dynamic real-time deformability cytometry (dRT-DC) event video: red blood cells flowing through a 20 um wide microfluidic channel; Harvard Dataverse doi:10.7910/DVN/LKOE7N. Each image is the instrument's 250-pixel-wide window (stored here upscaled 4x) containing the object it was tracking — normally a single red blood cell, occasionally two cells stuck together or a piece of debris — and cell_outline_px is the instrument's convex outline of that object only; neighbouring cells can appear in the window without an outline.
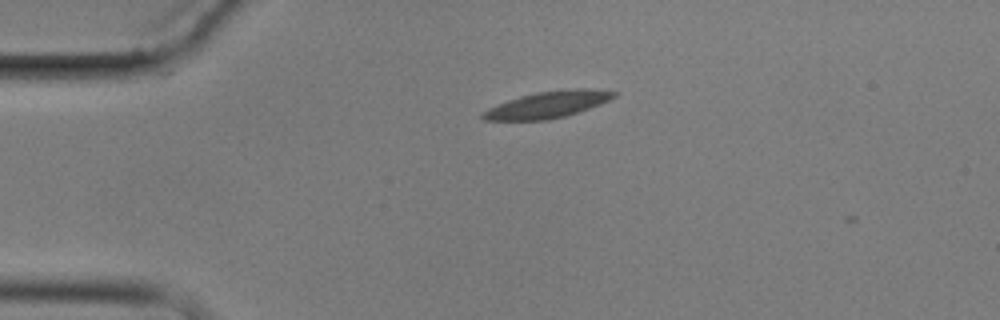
{"species": "common noctule bat (a hibernating species)", "species_latin": "Nyctalus noctula", "temperature_condition": "cold", "stored_images_in_passage": 3, "camera_frame_rate_fps": 3000, "um_per_image_px": 0.085, "animal": {"sex": "male", "body_mass_g": 17.9}, "frame": {"image": 1, "passage_image": 1, "time_ms": 0.0, "image_size_px": [1000, 320], "cell_outline_px": [[616, 96], [600, 104], [564, 116], [548, 120], [484, 120], [480, 116], [488, 108], [508, 100], [520, 96], [536, 92], [576, 88], [592, 88], [616, 92]], "centroid_in_image_um": [46.55, 8.89], "position_along_channel_um": 38.4, "area_um2": 20.06}}